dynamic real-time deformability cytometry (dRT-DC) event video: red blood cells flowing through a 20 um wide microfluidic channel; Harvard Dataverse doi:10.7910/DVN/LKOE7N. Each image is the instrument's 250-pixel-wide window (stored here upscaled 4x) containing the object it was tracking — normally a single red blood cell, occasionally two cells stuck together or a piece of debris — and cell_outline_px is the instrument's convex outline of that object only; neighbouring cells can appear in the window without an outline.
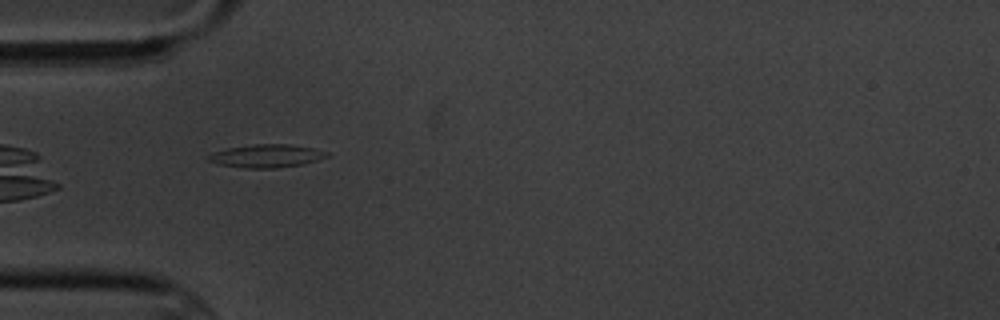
{"species": "common noctule bat (a hibernating species)", "species_latin": "Nyctalus noctula", "temperature_condition": "cold", "stored_images_in_passage": 9, "camera_frame_rate_fps": 3000, "um_per_image_px": 0.085, "animal": {"sex": "male", "body_mass_g": 20.1, "forearm_length_mm": 53.5}, "frame": {"image": 1, "passage_image": 6, "time_ms": 6.0, "image_size_px": [1000, 320], "cell_outline_px": [[332, 156], [304, 164], [276, 168], [244, 168], [220, 164], [208, 160], [208, 156], [212, 152], [228, 148], [252, 144], [288, 144], [312, 148], [328, 152]], "centroid_in_image_um": [22.7, 13.25], "position_along_channel_um": 62.3, "area_um2": 15.95}}
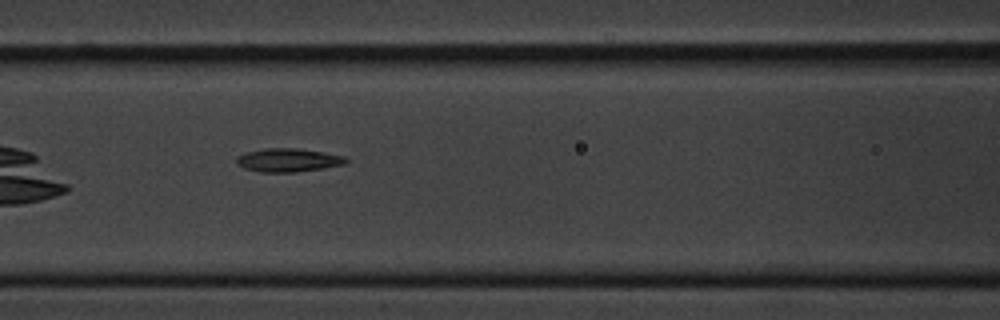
{"frame": {"image": 2, "passage_image": 8, "time_ms": 8.333, "image_size_px": [1000, 320], "cell_outline_px": [[348, 160], [344, 164], [324, 168], [296, 172], [260, 172], [244, 168], [236, 164], [236, 156], [244, 152], [264, 148], [300, 148], [324, 152], [344, 156]], "centroid_in_image_um": [24.45, 13.6], "position_along_channel_um": 142.1, "area_um2": 15.14}}
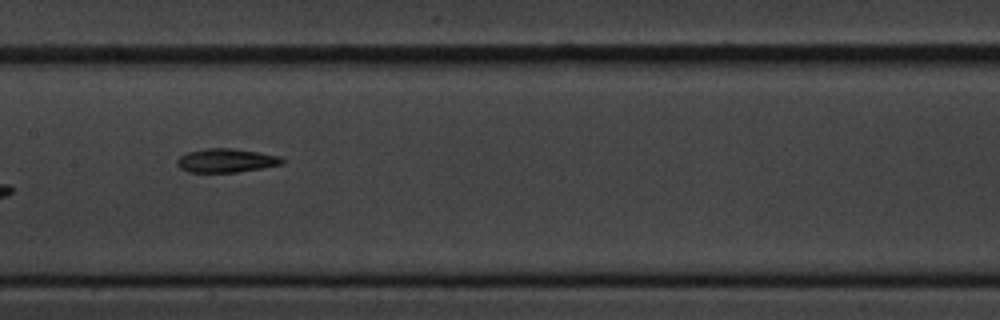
{"frame": {"image": 3, "passage_image": 9, "time_ms": 9.667, "image_size_px": [1000, 320], "cell_outline_px": [[284, 164], [236, 172], [188, 172], [180, 168], [176, 164], [176, 160], [180, 156], [188, 152], [208, 148], [232, 148], [280, 156], [284, 160]], "centroid_in_image_um": [19.2, 13.64], "position_along_channel_um": 188.2, "area_um2": 14.45}}